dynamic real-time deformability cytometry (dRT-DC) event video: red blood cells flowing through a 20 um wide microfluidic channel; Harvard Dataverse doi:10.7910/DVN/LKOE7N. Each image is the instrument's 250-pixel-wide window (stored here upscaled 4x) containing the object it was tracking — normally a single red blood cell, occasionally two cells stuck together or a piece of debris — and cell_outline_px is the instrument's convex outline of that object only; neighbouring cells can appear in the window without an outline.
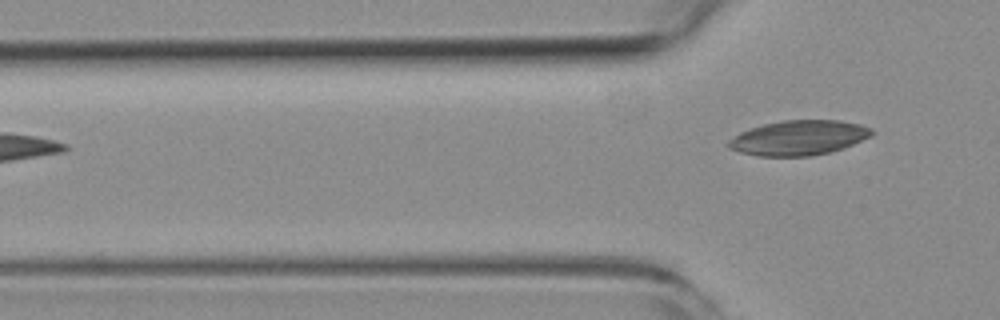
{"species": "common noctule bat (a hibernating species)", "species_latin": "Nyctalus noctula", "temperature_condition": "room temperature", "stored_images_in_passage": 6, "camera_frame_rate_fps": 3000, "um_per_image_px": 0.085, "animal": {"sex": "female", "body_mass_g": 19.3, "forearm_length_mm": 54.1}, "frame": {"image": 1, "passage_image": 6, "time_ms": 6.667, "image_size_px": [1000, 320], "cell_outline_px": [[876, 132], [872, 136], [852, 144], [828, 152], [808, 156], [760, 156], [740, 152], [728, 148], [724, 144], [728, 140], [740, 132], [764, 124], [780, 120], [840, 120], [860, 124], [872, 128]], "centroid_in_image_um": [67.88, 11.7], "position_along_channel_um": 57.9, "area_um2": 29.07}}